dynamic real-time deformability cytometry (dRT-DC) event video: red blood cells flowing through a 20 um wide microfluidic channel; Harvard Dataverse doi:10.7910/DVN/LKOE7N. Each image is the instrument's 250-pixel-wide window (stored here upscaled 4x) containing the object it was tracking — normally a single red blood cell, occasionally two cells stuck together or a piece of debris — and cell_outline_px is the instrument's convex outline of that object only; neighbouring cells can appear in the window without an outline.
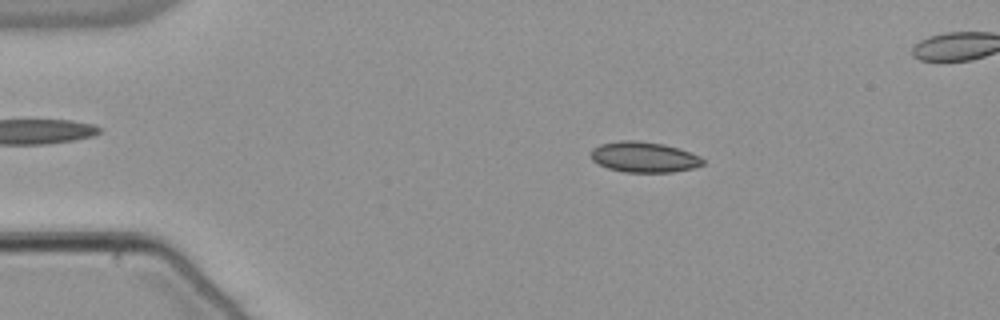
{"species": "common noctule bat (a hibernating species)", "species_latin": "Nyctalus noctula", "temperature_condition": "warm", "stored_images_in_passage": 54, "segment_of_instrument_passage": [1, 2], "camera_frame_rate_fps": 3000, "um_per_image_px": 0.085, "animal": {"sex": "male", "body_mass_g": 21.5, "forearm_length_mm": 52.0}, "frame": {"image": 1, "passage_image": 10, "time_ms": 3.0, "image_size_px": [1000, 320], "cell_outline_px": [[704, 164], [692, 168], [672, 172], [624, 172], [608, 168], [592, 160], [588, 152], [592, 148], [600, 144], [620, 140], [636, 140], [664, 144], [680, 148], [700, 156], [704, 160]], "centroid_in_image_um": [54.72, 13.34], "position_along_channel_um": 30.3, "area_um2": 20.11}}
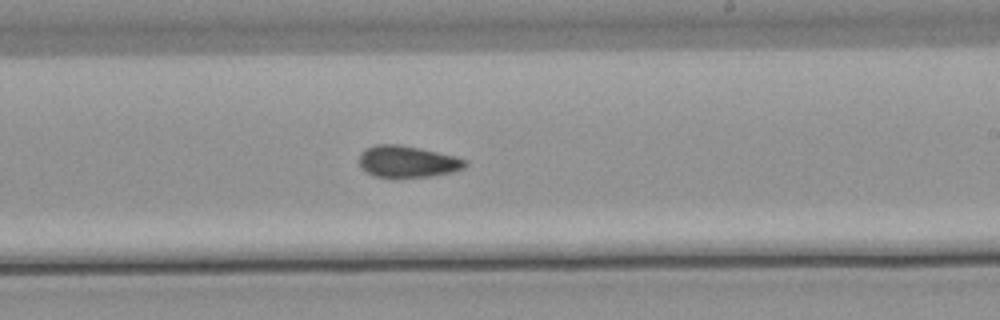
{"frame": {"image": 2, "passage_image": 32, "time_ms": 10.333, "image_size_px": [1000, 320], "cell_outline_px": [[468, 164], [464, 168], [452, 172], [432, 176], [396, 180], [376, 176], [368, 172], [360, 164], [360, 152], [364, 148], [376, 144], [400, 144], [456, 156], [468, 160]], "centroid_in_image_um": [34.65, 13.76], "position_along_channel_um": 254.3, "area_um2": 20.11}}
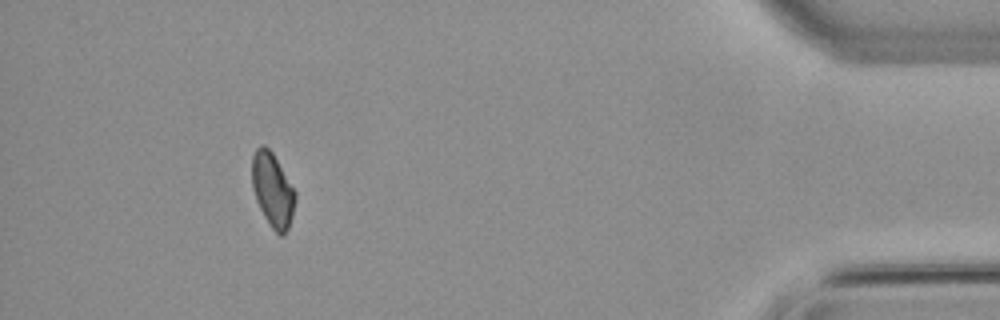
{"frame": {"image": 3, "passage_image": 49, "time_ms": 16.0, "image_size_px": [1000, 320], "cell_outline_px": [[296, 196], [292, 216], [288, 228], [284, 236], [280, 236], [272, 228], [264, 216], [256, 200], [252, 188], [252, 156], [256, 148], [260, 144], [264, 144], [272, 152], [296, 192]], "centroid_in_image_um": [23.16, 16.13], "position_along_channel_um": 412.0, "area_um2": 18.61}}